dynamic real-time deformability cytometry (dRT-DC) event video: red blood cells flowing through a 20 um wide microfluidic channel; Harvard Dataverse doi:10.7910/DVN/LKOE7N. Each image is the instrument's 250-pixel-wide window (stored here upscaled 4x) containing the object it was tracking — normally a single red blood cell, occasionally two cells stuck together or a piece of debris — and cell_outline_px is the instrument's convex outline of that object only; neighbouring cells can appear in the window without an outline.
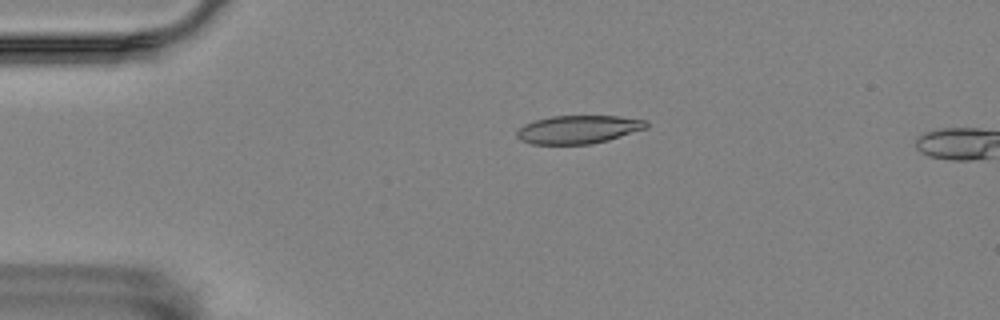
{"species": "Egyptian fruit bat (a non-hibernating species)", "species_latin": "Rousettus aegyptiacus", "temperature_condition": "room temperature", "stored_images_in_passage": 4, "camera_frame_rate_fps": 3000, "um_per_image_px": 0.085, "animal": {"sex": "female"}, "frame": {"image": 1, "passage_image": 3, "time_ms": 0.667, "image_size_px": [1000, 320], "cell_outline_px": [[648, 128], [608, 140], [588, 144], [532, 144], [520, 140], [516, 136], [516, 132], [524, 124], [536, 120], [552, 116], [620, 116], [648, 120]], "centroid_in_image_um": [49.18, 11.0], "position_along_channel_um": 35.8, "area_um2": 21.33}}